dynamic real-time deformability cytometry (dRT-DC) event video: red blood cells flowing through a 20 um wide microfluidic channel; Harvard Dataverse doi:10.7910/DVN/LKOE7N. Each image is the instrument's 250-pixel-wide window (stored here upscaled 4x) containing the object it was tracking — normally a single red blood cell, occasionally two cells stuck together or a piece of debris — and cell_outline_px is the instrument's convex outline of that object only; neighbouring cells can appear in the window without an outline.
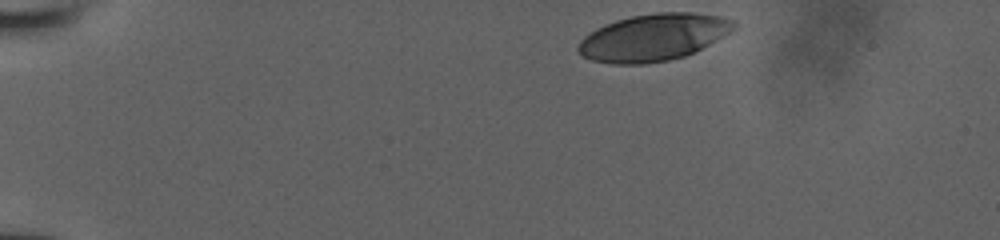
{"species": "human", "species_latin": "Homo sapiens", "temperature_condition": "room temperature", "stored_images_in_passage": 10, "camera_frame_rate_fps": 3000, "um_per_image_px": 0.085, "donor": {"sex": "male"}, "frame": {"image": 1, "passage_image": 1, "time_ms": 0.0, "image_size_px": [1000, 240], "cell_outline_px": [[736, 28], [732, 32], [684, 56], [668, 60], [644, 64], [612, 64], [592, 60], [580, 56], [576, 48], [580, 40], [584, 36], [596, 28], [604, 24], [616, 20], [632, 16], [656, 12], [692, 12], [724, 16], [732, 20], [736, 24]], "centroid_in_image_um": [55.52, 3.17], "position_along_channel_um": 29.5, "area_um2": 42.77}}